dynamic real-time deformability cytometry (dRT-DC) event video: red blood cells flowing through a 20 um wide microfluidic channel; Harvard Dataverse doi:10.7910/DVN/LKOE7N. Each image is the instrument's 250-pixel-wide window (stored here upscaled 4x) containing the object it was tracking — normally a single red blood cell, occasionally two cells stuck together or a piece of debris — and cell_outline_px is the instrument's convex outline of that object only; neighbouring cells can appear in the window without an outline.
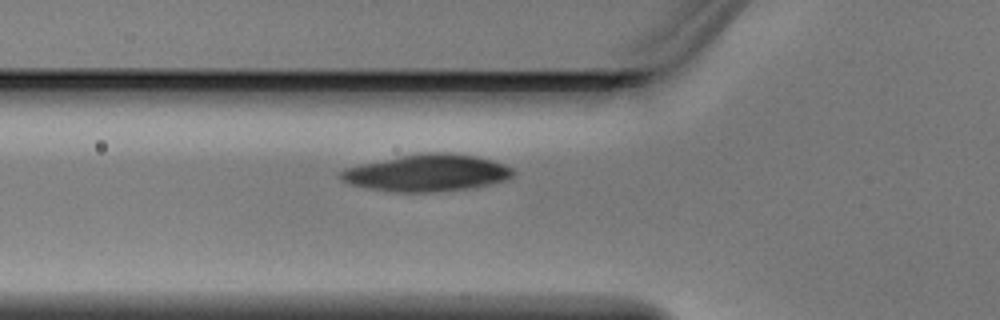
{"species": "Egyptian fruit bat (a non-hibernating species)", "species_latin": "Rousettus aegyptiacus", "temperature_condition": "warm", "stored_images_in_passage": 5, "camera_frame_rate_fps": 3000, "um_per_image_px": 0.085, "animal": {"sex": "male"}, "frame": {"image": 1, "passage_image": 5, "time_ms": 1.333, "image_size_px": [1000, 320], "cell_outline_px": [[516, 172], [508, 180], [468, 188], [432, 192], [396, 192], [372, 188], [352, 184], [344, 180], [340, 176], [340, 172], [348, 168], [360, 164], [420, 152], [448, 152], [476, 156], [492, 160], [504, 164], [512, 168]], "centroid_in_image_um": [36.37, 14.68], "position_along_channel_um": 89.4, "area_um2": 36.76}}